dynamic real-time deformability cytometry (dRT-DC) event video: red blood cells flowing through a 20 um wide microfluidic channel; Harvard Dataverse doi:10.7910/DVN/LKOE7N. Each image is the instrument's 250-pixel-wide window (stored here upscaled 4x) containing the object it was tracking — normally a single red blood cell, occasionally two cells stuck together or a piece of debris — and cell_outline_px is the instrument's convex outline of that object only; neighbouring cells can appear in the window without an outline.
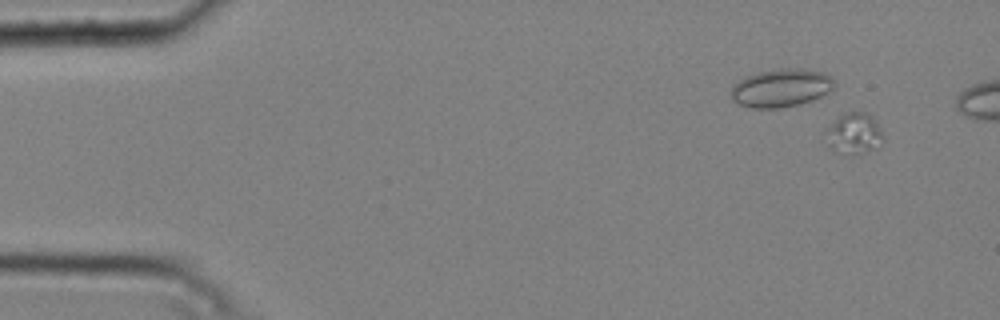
{"species": "common noctule bat (a hibernating species)", "species_latin": "Nyctalus noctula", "temperature_condition": "cold", "stored_images_in_passage": 48, "camera_frame_rate_fps": 3000, "um_per_image_px": 0.085, "animal": {"sex": "male", "body_mass_g": 20.4}, "frame": {"image": 1, "passage_image": 4, "time_ms": 1.0, "image_size_px": [1000, 320], "cell_outline_px": [[884, 140], [876, 148], [856, 152], [832, 152], [828, 148], [824, 132], [840, 116], [848, 112], [868, 112], [872, 116], [880, 128], [884, 136]], "centroid_in_image_um": [72.58, 11.33], "position_along_channel_um": 12.4, "area_um2": 13.47}}